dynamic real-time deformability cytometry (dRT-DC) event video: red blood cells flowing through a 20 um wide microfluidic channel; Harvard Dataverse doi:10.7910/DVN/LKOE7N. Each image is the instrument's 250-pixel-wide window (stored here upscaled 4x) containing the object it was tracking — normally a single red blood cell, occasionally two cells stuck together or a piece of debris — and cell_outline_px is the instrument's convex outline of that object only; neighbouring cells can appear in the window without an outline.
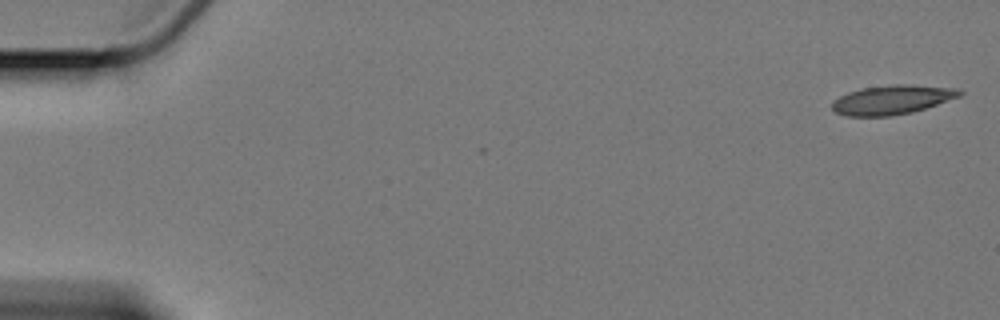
{"species": "Egyptian fruit bat (a non-hibernating species)", "species_latin": "Rousettus aegyptiacus", "temperature_condition": "cold", "stored_images_in_passage": 9, "camera_frame_rate_fps": 3000, "um_per_image_px": 0.085, "animal": {"sex": "female"}, "frame": {"image": 1, "passage_image": 1, "time_ms": 0.0, "image_size_px": [1000, 320], "cell_outline_px": [[964, 92], [960, 96], [912, 112], [892, 116], [848, 116], [836, 112], [832, 108], [832, 100], [848, 92], [860, 88], [892, 84], [908, 84], [960, 88]], "centroid_in_image_um": [75.83, 8.46], "position_along_channel_um": 9.2, "area_um2": 21.79}}
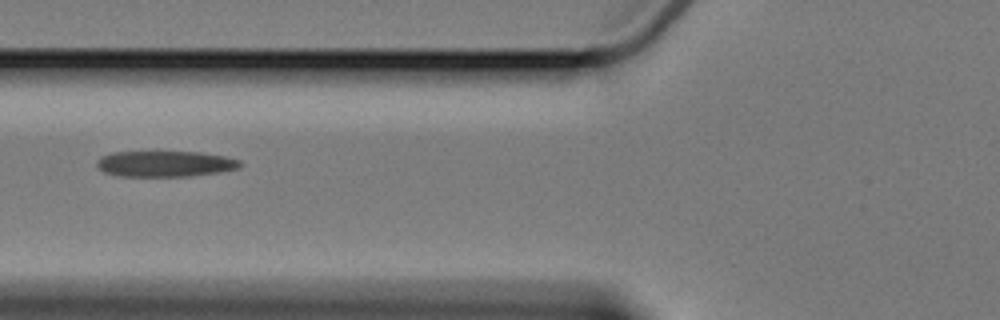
{"frame": {"image": 2, "passage_image": 7, "time_ms": 7.333, "image_size_px": [1000, 320], "cell_outline_px": [[244, 164], [240, 168], [216, 172], [188, 176], [120, 176], [104, 172], [96, 164], [96, 160], [100, 156], [112, 152], [152, 148], [156, 148], [200, 152], [224, 156], [240, 160]], "centroid_in_image_um": [13.98, 13.85], "position_along_channel_um": 111.8, "area_um2": 22.89}}
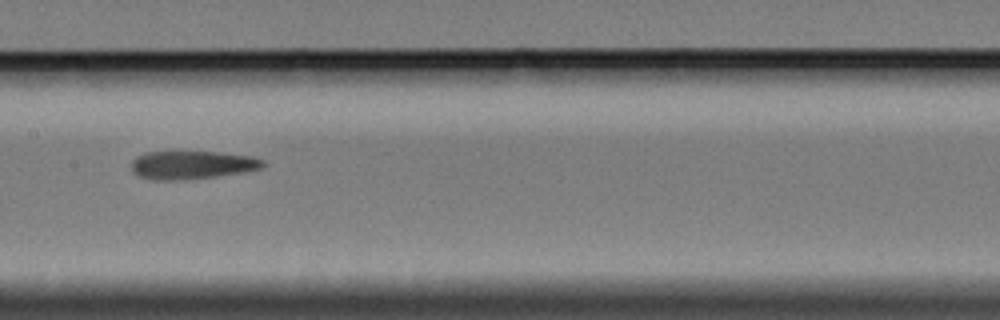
{"frame": {"image": 3, "passage_image": 9, "time_ms": 9.667, "image_size_px": [1000, 320], "cell_outline_px": [[268, 164], [260, 168], [244, 172], [216, 176], [184, 180], [152, 180], [140, 176], [132, 172], [132, 160], [136, 156], [144, 152], [220, 152], [252, 156], [264, 160]], "centroid_in_image_um": [16.33, 14.02], "position_along_channel_um": 191.1, "area_um2": 21.79}}